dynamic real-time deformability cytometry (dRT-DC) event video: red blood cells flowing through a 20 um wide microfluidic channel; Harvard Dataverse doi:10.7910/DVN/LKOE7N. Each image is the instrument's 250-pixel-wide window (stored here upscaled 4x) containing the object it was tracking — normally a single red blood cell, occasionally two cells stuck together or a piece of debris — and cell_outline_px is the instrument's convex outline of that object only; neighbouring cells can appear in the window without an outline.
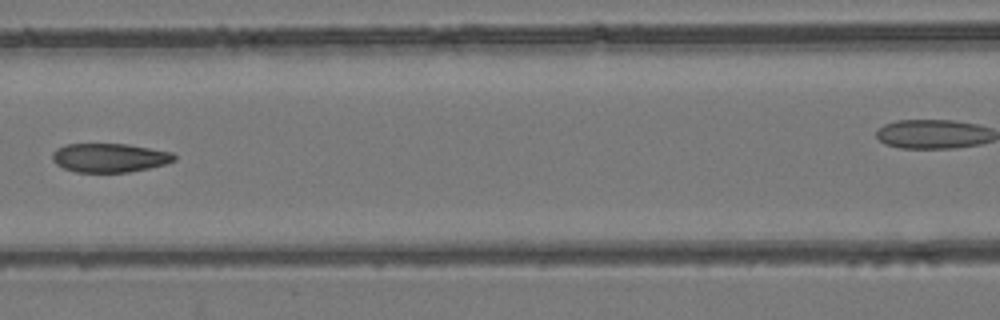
{"species": "common noctule bat (a hibernating species)", "species_latin": "Nyctalus noctula", "temperature_condition": "room temperature", "stored_images_in_passage": 8, "segment_of_instrument_passage": [1, 2], "camera_frame_rate_fps": 3000, "um_per_image_px": 0.085, "animal": {"sex": "female", "body_mass_g": 24.6, "forearm_length_mm": 56.2}, "frame": {"image": 1, "passage_image": 6, "time_ms": 5.667, "image_size_px": [1000, 320], "cell_outline_px": [[176, 160], [164, 164], [148, 168], [128, 172], [76, 172], [64, 168], [56, 164], [52, 160], [52, 152], [56, 148], [64, 144], [128, 144], [172, 152], [176, 156]], "centroid_in_image_um": [9.29, 13.4], "position_along_channel_um": 157.3, "area_um2": 20.58}}
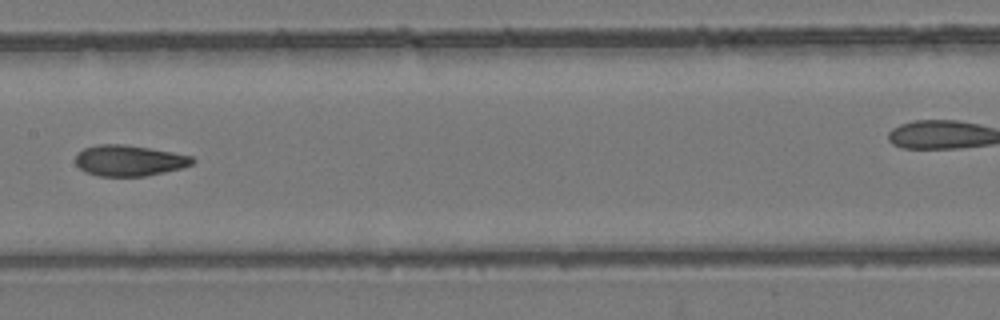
{"frame": {"image": 2, "passage_image": 7, "time_ms": 6.667, "image_size_px": [1000, 320], "cell_outline_px": [[196, 160], [192, 164], [180, 168], [164, 172], [144, 176], [100, 176], [84, 172], [76, 164], [76, 152], [84, 148], [100, 144], [124, 144], [172, 152], [192, 156]], "centroid_in_image_um": [10.95, 13.64], "position_along_channel_um": 196.4, "area_um2": 20.98}}